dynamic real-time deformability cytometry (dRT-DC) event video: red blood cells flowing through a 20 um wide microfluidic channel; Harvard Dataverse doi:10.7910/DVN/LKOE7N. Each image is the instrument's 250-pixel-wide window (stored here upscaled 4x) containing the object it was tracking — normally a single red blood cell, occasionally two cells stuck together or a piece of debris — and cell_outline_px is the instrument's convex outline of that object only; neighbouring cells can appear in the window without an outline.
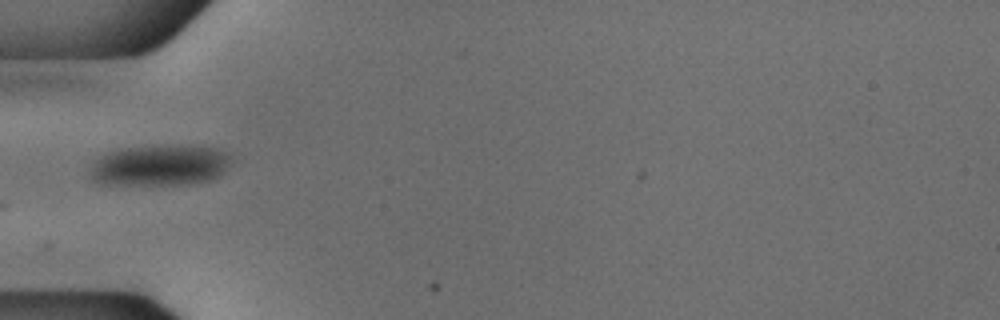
{"species": "common noctule bat (a hibernating species)", "species_latin": "Nyctalus noctula", "temperature_condition": "cold", "stored_images_in_passage": 20, "camera_frame_rate_fps": 3000, "um_per_image_px": 0.085, "animal": {"sex": "male", "body_mass_g": 18.8}, "frame": {"image": 1, "passage_image": 1, "time_ms": 0.0, "image_size_px": [1000, 320], "cell_outline_px": [[232, 160], [224, 172], [220, 176], [212, 180], [192, 184], [100, 184], [92, 180], [92, 164], [100, 156], [116, 148], [180, 144], [216, 148], [232, 156]], "centroid_in_image_um": [13.63, 14.03], "position_along_channel_um": 71.4, "area_um2": 34.16}}
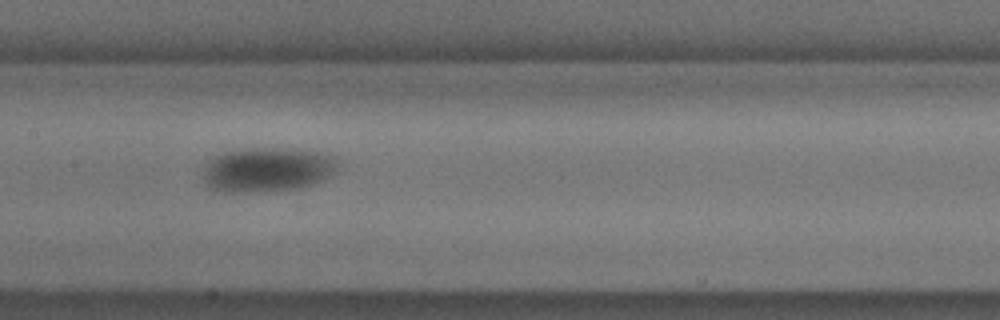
{"frame": {"image": 2, "passage_image": 10, "time_ms": 3.0, "image_size_px": [1000, 320], "cell_outline_px": [[336, 168], [328, 176], [312, 184], [300, 188], [244, 192], [224, 192], [212, 188], [204, 180], [204, 164], [212, 156], [224, 152], [244, 148], [296, 148], [320, 152], [332, 156], [336, 160]], "centroid_in_image_um": [22.67, 14.39], "position_along_channel_um": 184.7, "area_um2": 34.8}}
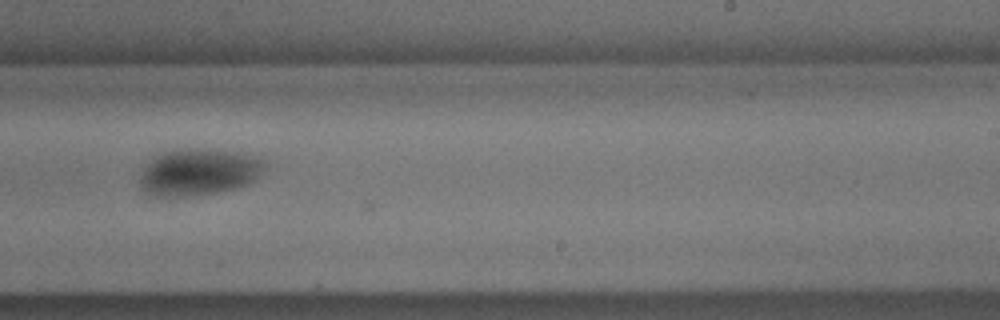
{"frame": {"image": 3, "passage_image": 17, "time_ms": 5.333, "image_size_px": [1000, 320], "cell_outline_px": [[268, 164], [248, 184], [236, 188], [216, 192], [184, 196], [156, 196], [144, 192], [140, 184], [140, 180], [144, 168], [160, 152], [184, 148], [196, 148], [236, 152], [256, 156], [264, 160]], "centroid_in_image_um": [16.89, 14.61], "position_along_channel_um": 272.1, "area_um2": 33.7}}